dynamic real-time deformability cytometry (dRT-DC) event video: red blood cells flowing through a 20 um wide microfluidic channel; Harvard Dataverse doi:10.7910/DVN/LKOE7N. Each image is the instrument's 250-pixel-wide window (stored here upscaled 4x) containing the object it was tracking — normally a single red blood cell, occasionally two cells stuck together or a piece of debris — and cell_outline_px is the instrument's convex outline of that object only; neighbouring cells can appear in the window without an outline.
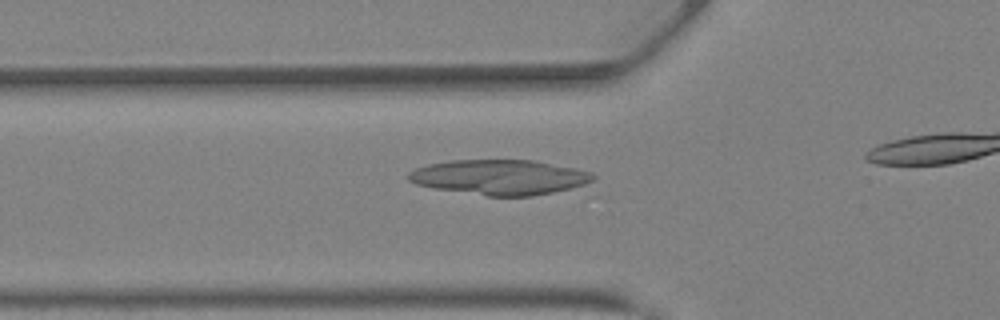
{"species": "Egyptian fruit bat (a non-hibernating species)", "species_latin": "Rousettus aegyptiacus", "temperature_condition": "warm", "stored_images_in_passage": 17, "camera_frame_rate_fps": 3000, "um_per_image_px": 0.085, "animal": {"sex": "female"}, "frame": {"image": 1, "passage_image": 10, "time_ms": 3.0, "image_size_px": [1000, 320], "cell_outline_px": [[596, 180], [588, 188], [532, 196], [488, 196], [436, 188], [416, 184], [408, 180], [408, 172], [416, 168], [428, 164], [452, 160], [532, 160], [576, 168], [592, 172], [596, 176]], "centroid_in_image_um": [42.66, 15.08], "position_along_channel_um": 83.1, "area_um2": 38.55}}
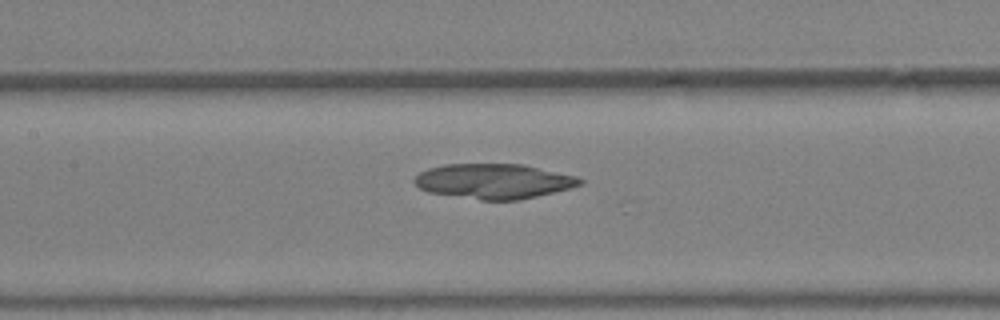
{"frame": {"image": 2, "passage_image": 15, "time_ms": 4.667, "image_size_px": [1000, 320], "cell_outline_px": [[584, 184], [572, 188], [520, 200], [480, 200], [428, 192], [420, 188], [412, 180], [420, 172], [428, 168], [444, 164], [524, 164], [576, 176], [584, 180]], "centroid_in_image_um": [42.0, 15.4], "position_along_channel_um": 165.4, "area_um2": 33.93}}